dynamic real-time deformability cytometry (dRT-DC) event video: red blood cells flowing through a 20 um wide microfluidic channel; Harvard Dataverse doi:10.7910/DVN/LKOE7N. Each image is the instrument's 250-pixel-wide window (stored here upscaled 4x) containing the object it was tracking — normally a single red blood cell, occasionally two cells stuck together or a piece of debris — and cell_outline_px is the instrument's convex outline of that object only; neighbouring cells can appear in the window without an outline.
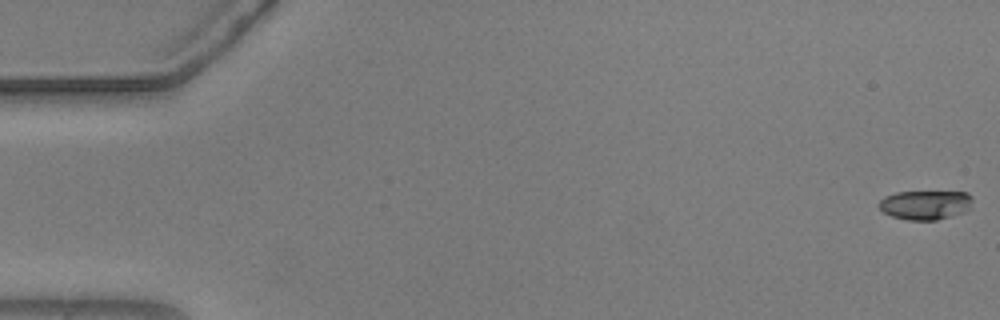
{"species": "common noctule bat (a hibernating species)", "species_latin": "Nyctalus noctula", "temperature_condition": "warm", "stored_images_in_passage": 56, "camera_frame_rate_fps": 3000, "um_per_image_px": 0.085, "animal": {"sex": "male", "body_mass_g": 20.5, "forearm_length_mm": 52.5}, "frame": {"image": 1, "passage_image": 1, "time_ms": 0.0, "image_size_px": [1000, 320], "cell_outline_px": [[972, 208], [964, 212], [936, 220], [908, 220], [892, 216], [884, 212], [880, 208], [880, 200], [884, 196], [896, 192], [968, 192], [972, 196]], "centroid_in_image_um": [78.69, 17.41], "position_along_channel_um": 6.3, "area_um2": 15.95}}
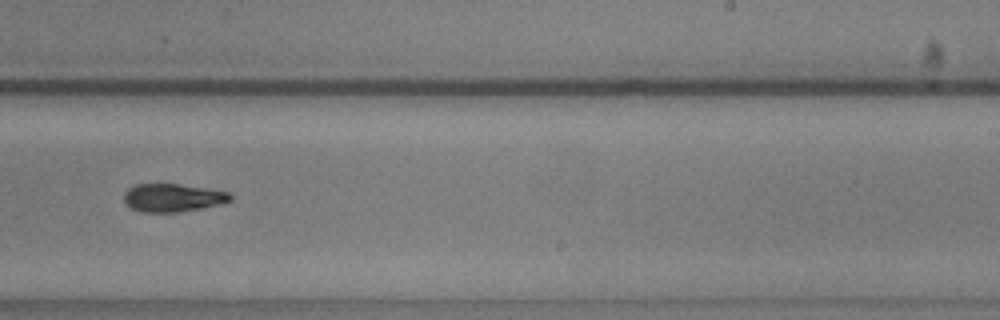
{"frame": {"image": 2, "passage_image": 35, "time_ms": 11.333, "image_size_px": [1000, 320], "cell_outline_px": [[232, 200], [220, 204], [200, 208], [176, 212], [140, 212], [124, 204], [124, 192], [128, 188], [136, 184], [180, 184], [208, 188], [228, 192], [232, 196]], "centroid_in_image_um": [14.65, 16.8], "position_along_channel_um": 274.3, "area_um2": 17.46}}
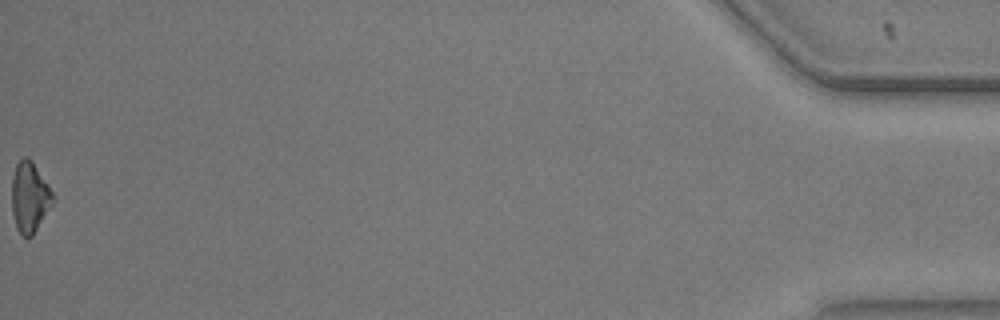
{"frame": {"image": 3, "passage_image": 56, "time_ms": 18.333, "image_size_px": [1000, 320], "cell_outline_px": [[56, 200], [32, 236], [24, 236], [16, 228], [12, 212], [12, 176], [16, 164], [24, 156], [28, 156], [32, 160], [48, 184]], "centroid_in_image_um": [2.53, 16.74], "position_along_channel_um": 432.7, "area_um2": 16.99}, "authors_computed_cell_mechanics": {"area_um2": 17.4845, "velocity_mm_per_s": 3.7023, "shape_relaxation_time_tau1_ms": 4.7022, "shape_relaxation_time_tau2_ms": 9.0223, "deformation_change_tau1": 0.1202, "deformation_change_tau2": 0.1848}}